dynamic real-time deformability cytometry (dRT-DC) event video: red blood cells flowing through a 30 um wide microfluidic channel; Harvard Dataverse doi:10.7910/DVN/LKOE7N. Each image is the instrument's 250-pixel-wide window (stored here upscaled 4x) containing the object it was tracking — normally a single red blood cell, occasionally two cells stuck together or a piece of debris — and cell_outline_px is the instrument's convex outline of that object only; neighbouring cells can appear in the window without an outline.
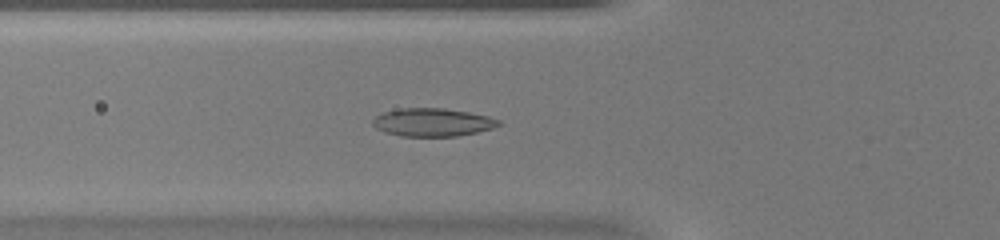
{"species": "common noctule bat (a hibernating species)", "species_latin": "Nyctalus noctula", "temperature_condition": "warm", "stored_images_in_passage": 48, "camera_frame_rate_fps": 3000, "um_per_image_px": 0.085, "animal": {"sex": "female", "body_mass_g": 20.0, "forearm_length_mm": 54.0}, "frame": {"image": 1, "passage_image": 18, "time_ms": 5.667, "image_size_px": [1000, 240], "cell_outline_px": [[504, 124], [492, 128], [476, 132], [456, 136], [400, 136], [384, 132], [376, 128], [372, 124], [372, 120], [376, 116], [384, 112], [400, 108], [444, 108], [468, 112], [488, 116], [500, 120]], "centroid_in_image_um": [36.77, 10.39], "position_along_channel_um": 89.0, "area_um2": 20.63}}
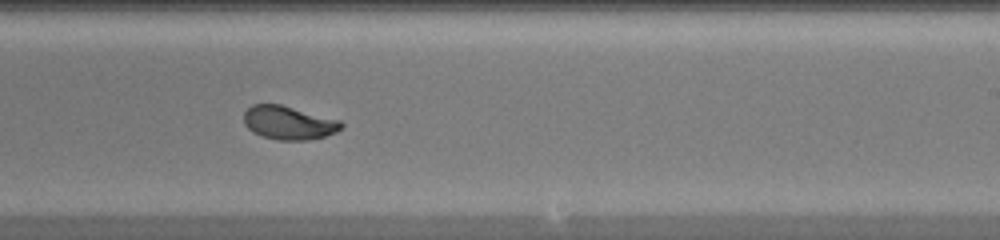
{"frame": {"image": 2, "passage_image": 30, "time_ms": 9.667, "image_size_px": [1000, 240], "cell_outline_px": [[344, 128], [336, 132], [324, 136], [308, 140], [280, 140], [260, 136], [252, 132], [244, 124], [244, 112], [252, 104], [280, 104], [340, 120], [344, 124]], "centroid_in_image_um": [24.54, 10.44], "position_along_channel_um": 264.5, "area_um2": 19.13}}
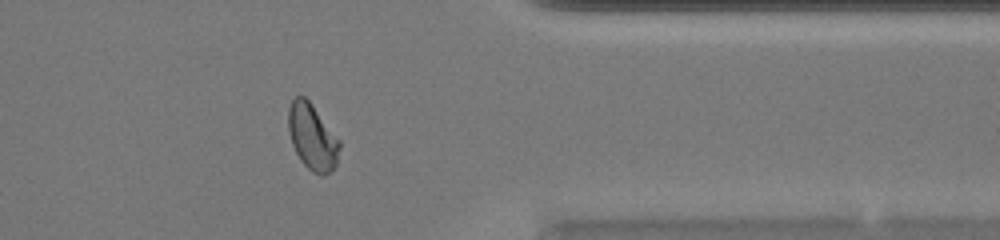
{"frame": {"image": 3, "passage_image": 39, "time_ms": 12.667, "image_size_px": [1000, 240], "cell_outline_px": [[340, 148], [336, 164], [332, 172], [320, 176], [312, 172], [300, 160], [292, 144], [288, 132], [288, 108], [292, 100], [296, 96], [304, 96], [312, 104], [340, 140]], "centroid_in_image_um": [26.55, 11.66], "position_along_channel_um": 384.9, "area_um2": 19.83}}